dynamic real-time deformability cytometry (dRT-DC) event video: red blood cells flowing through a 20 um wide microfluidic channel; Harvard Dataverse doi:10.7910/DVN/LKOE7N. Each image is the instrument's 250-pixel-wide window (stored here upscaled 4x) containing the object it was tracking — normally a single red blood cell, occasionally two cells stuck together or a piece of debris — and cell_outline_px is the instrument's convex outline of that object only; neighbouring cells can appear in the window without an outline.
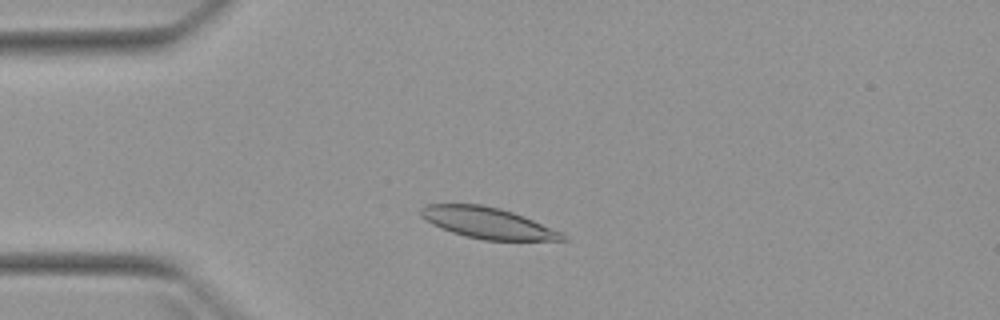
{"species": "Egyptian fruit bat (a non-hibernating species)", "species_latin": "Rousettus aegyptiacus", "temperature_condition": "warm", "stored_images_in_passage": 4, "camera_frame_rate_fps": 3000, "um_per_image_px": 0.085, "animal": {"sex": "female"}, "frame": {"image": 1, "passage_image": 3, "time_ms": 2.333, "image_size_px": [1000, 320], "cell_outline_px": [[568, 240], [484, 240], [464, 236], [440, 228], [432, 224], [420, 216], [420, 208], [424, 204], [480, 204], [500, 208], [512, 212], [564, 232], [568, 236]], "centroid_in_image_um": [41.46, 18.95], "position_along_channel_um": 43.5, "area_um2": 25.78}}